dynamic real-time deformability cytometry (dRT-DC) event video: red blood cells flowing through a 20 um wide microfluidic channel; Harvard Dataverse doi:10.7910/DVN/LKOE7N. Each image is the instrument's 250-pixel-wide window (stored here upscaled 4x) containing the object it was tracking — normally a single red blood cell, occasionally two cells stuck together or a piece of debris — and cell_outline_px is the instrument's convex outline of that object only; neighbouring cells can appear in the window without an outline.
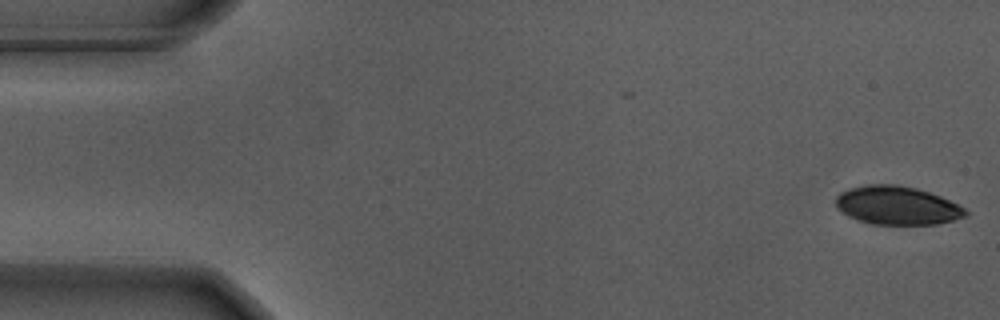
{"species": "Egyptian fruit bat (a non-hibernating species)", "species_latin": "Rousettus aegyptiacus", "temperature_condition": "warm", "stored_images_in_passage": 55, "camera_frame_rate_fps": 3000, "um_per_image_px": 0.085, "animal": {"sex": "male"}, "frame": {"image": 1, "passage_image": 1, "time_ms": 0.0, "image_size_px": [1000, 320], "cell_outline_px": [[968, 216], [936, 224], [872, 224], [848, 216], [836, 204], [836, 196], [840, 192], [848, 188], [868, 184], [896, 184], [916, 188], [940, 196], [964, 208], [968, 212]], "centroid_in_image_um": [76.25, 17.45], "position_along_channel_um": 8.7, "area_um2": 28.84}}
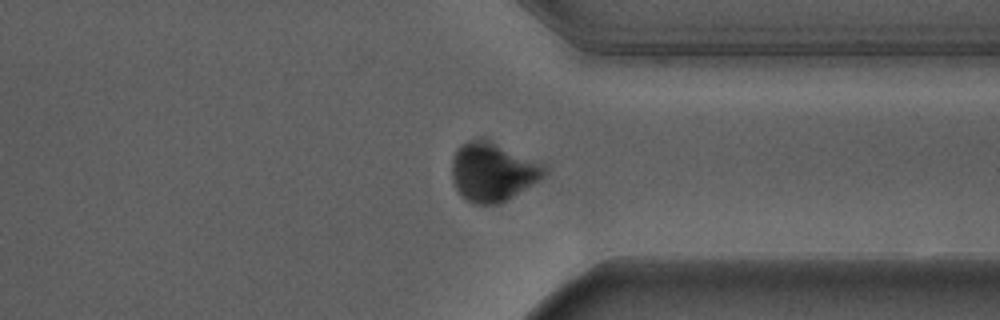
{"frame": {"image": 2, "passage_image": 42, "time_ms": 13.667, "image_size_px": [1000, 320], "cell_outline_px": [[548, 172], [540, 180], [500, 204], [472, 204], [464, 200], [460, 196], [452, 180], [452, 156], [456, 148], [460, 144], [468, 140], [480, 136], [484, 136], [544, 164], [548, 168]], "centroid_in_image_um": [41.86, 14.57], "position_along_channel_um": 369.5, "area_um2": 32.66}}
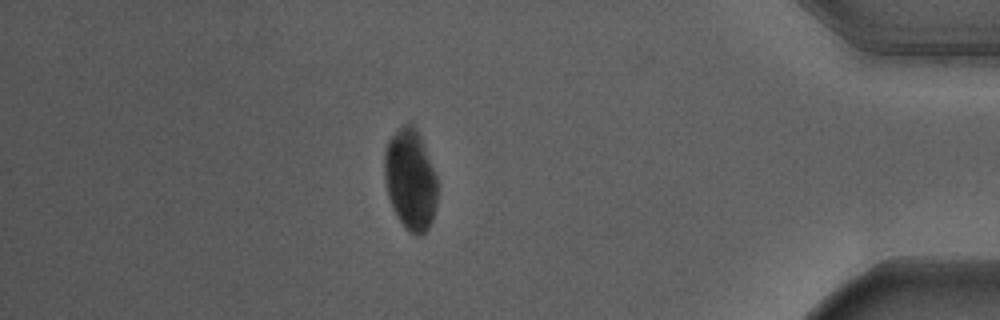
{"frame": {"image": 3, "passage_image": 48, "time_ms": 15.667, "image_size_px": [1000, 320], "cell_outline_px": [[436, 204], [432, 220], [428, 228], [420, 236], [416, 236], [404, 228], [396, 216], [392, 208], [388, 196], [384, 176], [384, 156], [388, 140], [404, 124], [412, 124], [416, 128], [420, 136], [436, 176]], "centroid_in_image_um": [34.86, 15.31], "position_along_channel_um": 400.3, "area_um2": 30.92}}